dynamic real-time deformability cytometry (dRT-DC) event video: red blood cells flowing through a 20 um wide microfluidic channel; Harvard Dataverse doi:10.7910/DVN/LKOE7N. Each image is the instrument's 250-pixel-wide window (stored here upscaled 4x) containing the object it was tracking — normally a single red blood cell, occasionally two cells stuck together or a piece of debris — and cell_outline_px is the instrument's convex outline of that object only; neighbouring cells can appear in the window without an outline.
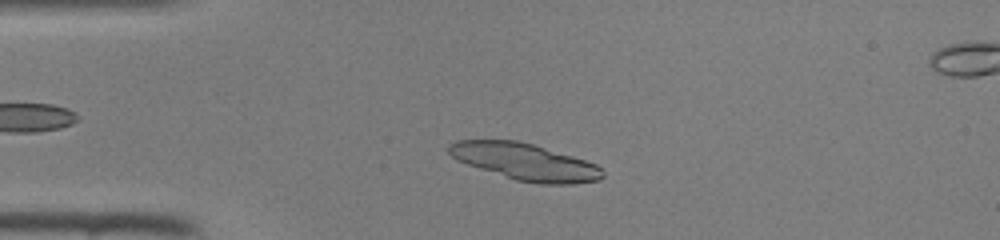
{"species": "common noctule bat (a hibernating species)", "species_latin": "Nyctalus noctula", "temperature_condition": "room temperature", "stored_images_in_passage": 42, "camera_frame_rate_fps": 3000, "um_per_image_px": 0.085, "animal": {"sex": "female", "body_mass_g": 22.0, "forearm_length_mm": 56.7}, "frame": {"image": 1, "passage_image": 7, "time_ms": 2.0, "image_size_px": [1000, 240], "cell_outline_px": [[604, 176], [600, 180], [572, 184], [540, 184], [516, 180], [456, 160], [448, 152], [448, 144], [456, 140], [516, 140], [532, 144], [572, 156], [596, 164], [604, 172]], "centroid_in_image_um": [44.62, 13.75], "position_along_channel_um": 40.4, "area_um2": 32.66}}